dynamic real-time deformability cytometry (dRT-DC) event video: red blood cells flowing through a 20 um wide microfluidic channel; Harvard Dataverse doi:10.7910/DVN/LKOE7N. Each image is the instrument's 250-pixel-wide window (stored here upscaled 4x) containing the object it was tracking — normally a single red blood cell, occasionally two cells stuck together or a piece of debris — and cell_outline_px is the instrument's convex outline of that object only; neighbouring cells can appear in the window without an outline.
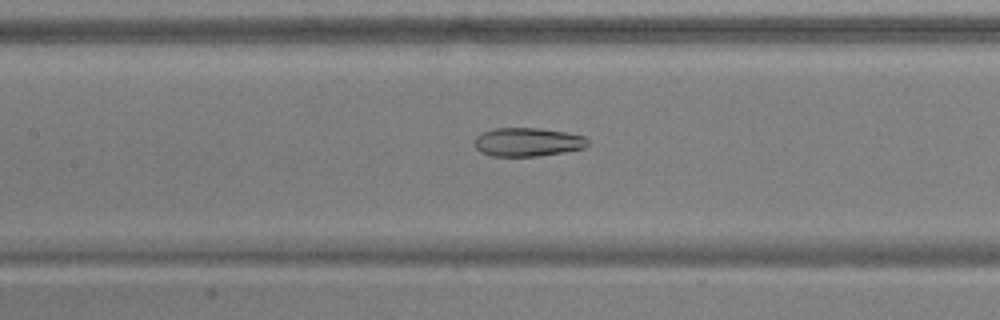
{"species": "common noctule bat (a hibernating species)", "species_latin": "Nyctalus noctula", "temperature_condition": "warm", "stored_images_in_passage": 53, "camera_frame_rate_fps": 3000, "um_per_image_px": 0.085, "animal": {"sex": "male", "body_mass_g": 17.9, "forearm_length_mm": 54.2}, "frame": {"image": 1, "passage_image": 25, "time_ms": 8.0, "image_size_px": [1000, 320], "cell_outline_px": [[588, 144], [584, 148], [540, 156], [492, 156], [480, 152], [476, 148], [476, 136], [492, 128], [540, 128], [568, 132], [584, 136], [588, 140]], "centroid_in_image_um": [44.86, 12.07], "position_along_channel_um": 162.5, "area_um2": 18.9}}
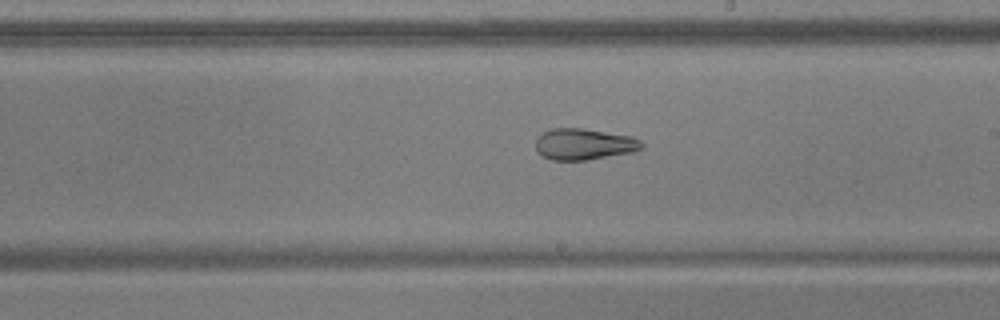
{"frame": {"image": 2, "passage_image": 31, "time_ms": 10.0, "image_size_px": [1000, 320], "cell_outline_px": [[644, 148], [636, 152], [584, 160], [552, 160], [536, 152], [536, 136], [552, 128], [584, 128], [632, 136], [640, 140], [644, 144]], "centroid_in_image_um": [49.67, 12.25], "position_along_channel_um": 239.3, "area_um2": 19.59}}
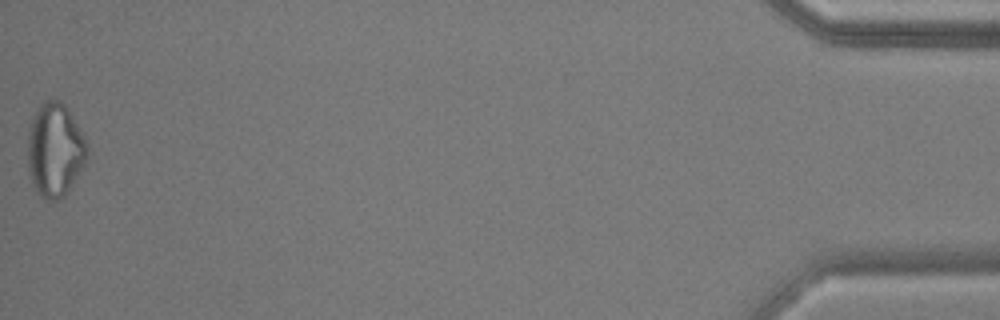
{"frame": {"image": 3, "passage_image": 53, "time_ms": 17.333, "image_size_px": [1000, 320], "cell_outline_px": [[88, 160], [64, 196], [56, 200], [48, 200], [40, 196], [36, 192], [28, 176], [28, 132], [32, 120], [40, 104], [44, 100], [60, 100], [64, 104], [84, 136], [88, 148]], "centroid_in_image_um": [4.66, 12.78], "position_along_channel_um": 430.5, "area_um2": 32.54}, "authors_computed_cell_mechanics": {"area_um2": 24.6806, "velocity_mm_per_s": 3.8583, "shape_relaxation_time_tau1_ms": null, "shape_relaxation_time_tau2_ms": 2.7443, "deformation_change_tau1": null, "deformation_change_tau2": 0.0856}}